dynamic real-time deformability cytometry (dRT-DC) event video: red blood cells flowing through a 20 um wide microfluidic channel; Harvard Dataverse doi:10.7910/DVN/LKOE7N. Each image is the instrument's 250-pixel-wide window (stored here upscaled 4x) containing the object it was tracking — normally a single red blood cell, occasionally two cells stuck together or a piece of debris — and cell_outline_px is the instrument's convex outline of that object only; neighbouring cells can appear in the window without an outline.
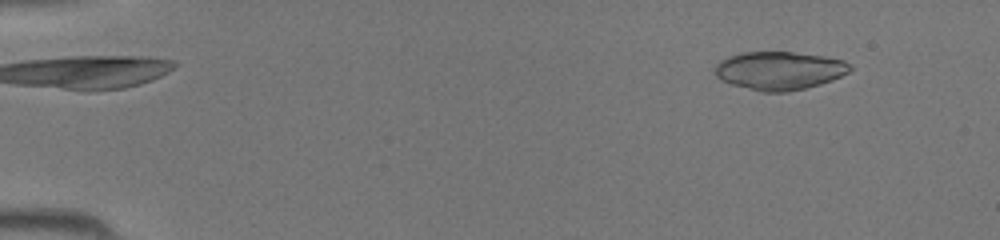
{"species": "common noctule bat (a hibernating species)", "species_latin": "Nyctalus noctula", "temperature_condition": "room temperature", "stored_images_in_passage": 43, "camera_frame_rate_fps": 3000, "um_per_image_px": 0.085, "animal": {"sex": "female", "body_mass_g": 19.5, "forearm_length_mm": 54.1}, "frame": {"image": 1, "passage_image": 5, "time_ms": 1.333, "image_size_px": [1000, 240], "cell_outline_px": [[852, 68], [848, 72], [832, 80], [820, 84], [788, 92], [760, 92], [732, 84], [720, 80], [716, 76], [716, 64], [720, 60], [728, 56], [744, 52], [792, 52], [824, 56], [844, 60], [852, 64]], "centroid_in_image_um": [66.25, 6.0], "position_along_channel_um": 18.7, "area_um2": 30.17}}